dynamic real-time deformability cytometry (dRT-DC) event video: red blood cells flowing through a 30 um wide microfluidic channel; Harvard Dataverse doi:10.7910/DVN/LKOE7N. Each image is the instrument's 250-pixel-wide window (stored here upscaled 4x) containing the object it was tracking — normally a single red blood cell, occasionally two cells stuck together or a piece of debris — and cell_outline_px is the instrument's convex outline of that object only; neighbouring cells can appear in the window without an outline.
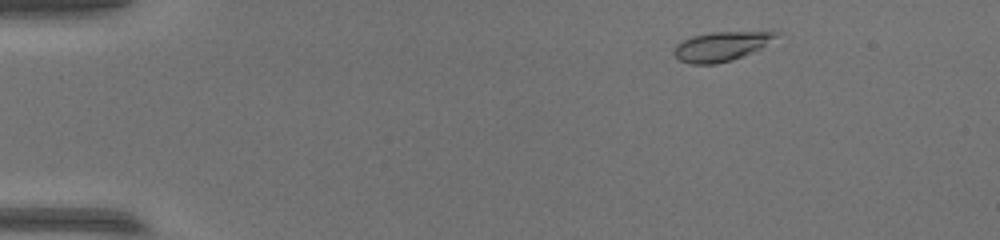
{"species": "common noctule bat (a hibernating species)", "species_latin": "Nyctalus noctula", "temperature_condition": "warm", "stored_images_in_passage": 50, "camera_frame_rate_fps": 3000, "um_per_image_px": 0.085, "animal": {"sex": "female", "body_mass_g": 17.0, "forearm_length_mm": 48.0}, "frame": {"image": 1, "passage_image": 5, "time_ms": 1.333, "image_size_px": [1000, 240], "cell_outline_px": [[780, 36], [760, 48], [752, 52], [732, 60], [716, 64], [692, 64], [680, 60], [672, 52], [676, 44], [692, 36], [712, 32], [780, 32]], "centroid_in_image_um": [61.29, 3.94], "position_along_channel_um": 23.7, "area_um2": 17.28}}
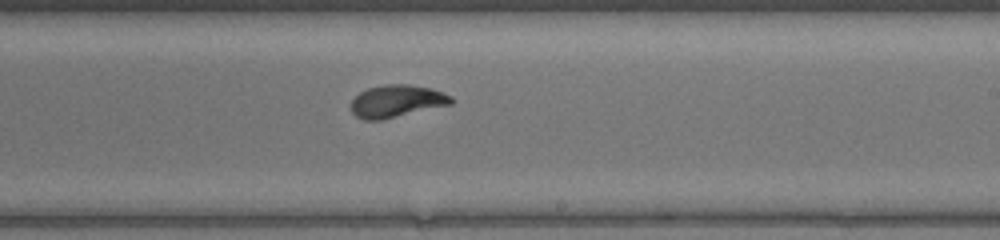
{"frame": {"image": 2, "passage_image": 30, "time_ms": 9.667, "image_size_px": [1000, 240], "cell_outline_px": [[456, 100], [452, 104], [380, 120], [364, 120], [356, 116], [352, 112], [352, 100], [360, 92], [368, 88], [384, 84], [408, 84], [432, 88], [452, 96]], "centroid_in_image_um": [33.75, 8.59], "position_along_channel_um": 255.2, "area_um2": 18.9}}
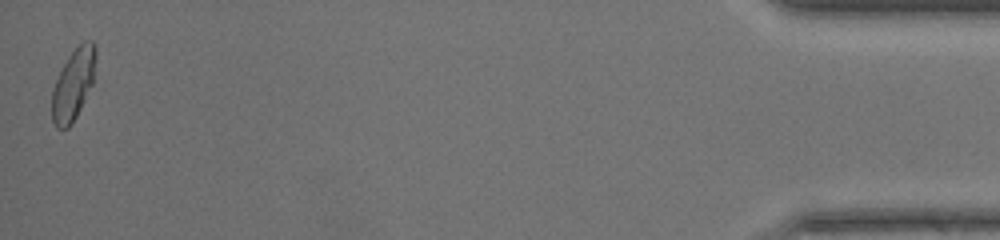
{"frame": {"image": 3, "passage_image": 50, "time_ms": 16.333, "image_size_px": [1000, 240], "cell_outline_px": [[96, 56], [92, 84], [72, 124], [68, 128], [56, 128], [52, 120], [52, 88], [68, 56], [84, 40], [92, 40], [96, 48]], "centroid_in_image_um": [6.23, 7.17], "position_along_channel_um": 429.0, "area_um2": 17.92}}